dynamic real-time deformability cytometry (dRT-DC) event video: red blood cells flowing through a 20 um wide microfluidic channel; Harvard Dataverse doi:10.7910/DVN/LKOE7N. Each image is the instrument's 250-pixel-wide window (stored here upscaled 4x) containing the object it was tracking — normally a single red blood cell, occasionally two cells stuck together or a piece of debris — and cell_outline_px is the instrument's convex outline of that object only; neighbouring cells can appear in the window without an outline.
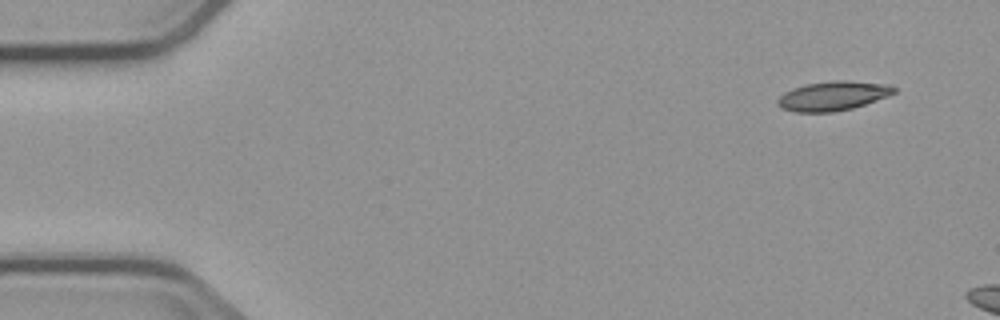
{"species": "common noctule bat (a hibernating species)", "species_latin": "Nyctalus noctula", "temperature_condition": "cold", "stored_images_in_passage": 3, "camera_frame_rate_fps": 3000, "um_per_image_px": 0.085, "animal": {"sex": "male", "body_mass_g": 23.1, "forearm_length_mm": 52.7}, "frame": {"image": 1, "passage_image": 1, "time_ms": 0.0, "image_size_px": [1000, 320], "cell_outline_px": [[896, 92], [888, 96], [852, 108], [832, 112], [796, 112], [784, 108], [776, 104], [776, 100], [784, 92], [804, 84], [836, 80], [844, 80], [888, 84], [896, 88]], "centroid_in_image_um": [70.79, 8.14], "position_along_channel_um": 14.2, "area_um2": 19.77}}